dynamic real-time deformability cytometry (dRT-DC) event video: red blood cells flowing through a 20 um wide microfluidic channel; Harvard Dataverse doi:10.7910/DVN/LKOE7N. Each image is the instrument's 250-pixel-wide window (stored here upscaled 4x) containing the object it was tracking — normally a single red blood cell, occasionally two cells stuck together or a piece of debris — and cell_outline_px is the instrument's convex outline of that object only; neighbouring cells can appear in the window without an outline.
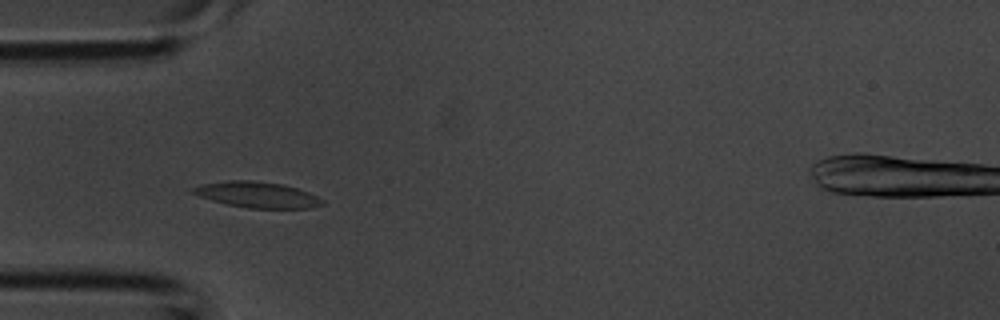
{"species": "common noctule bat (a hibernating species)", "species_latin": "Nyctalus noctula", "temperature_condition": "room temperature", "stored_images_in_passage": 3, "camera_frame_rate_fps": 3000, "um_per_image_px": 0.085, "animal": {"sex": "male", "body_mass_g": 20.1, "forearm_length_mm": 53.5}, "frame": {"image": 1, "passage_image": 3, "time_ms": 0.667, "image_size_px": [1000, 320], "cell_outline_px": [[324, 204], [308, 208], [248, 208], [228, 204], [212, 200], [200, 196], [192, 192], [192, 188], [204, 184], [228, 180], [252, 180], [284, 184], [308, 192], [324, 200]], "centroid_in_image_um": [21.89, 16.55], "position_along_channel_um": 63.1, "area_um2": 19.25}}